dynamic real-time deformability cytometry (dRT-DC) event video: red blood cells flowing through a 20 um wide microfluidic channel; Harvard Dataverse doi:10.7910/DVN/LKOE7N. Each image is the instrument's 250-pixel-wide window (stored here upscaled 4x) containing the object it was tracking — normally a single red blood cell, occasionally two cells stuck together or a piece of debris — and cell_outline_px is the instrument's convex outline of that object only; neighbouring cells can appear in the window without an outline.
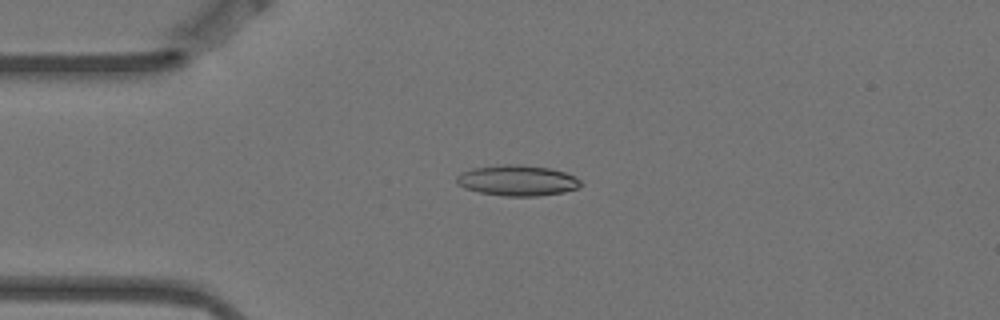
{"species": "Egyptian fruit bat (a non-hibernating species)", "species_latin": "Rousettus aegyptiacus", "temperature_condition": "warm", "stored_images_in_passage": 7, "camera_frame_rate_fps": 3000, "um_per_image_px": 0.085, "animal": {"sex": "female"}, "frame": {"image": 1, "passage_image": 1, "time_ms": 0.0, "image_size_px": [1000, 320], "cell_outline_px": [[584, 184], [576, 188], [564, 192], [536, 196], [504, 196], [480, 192], [464, 188], [456, 184], [456, 176], [460, 172], [472, 168], [504, 164], [520, 164], [548, 168], [564, 172], [576, 176]], "centroid_in_image_um": [43.95, 15.33], "position_along_channel_um": 41.0, "area_um2": 22.31}}
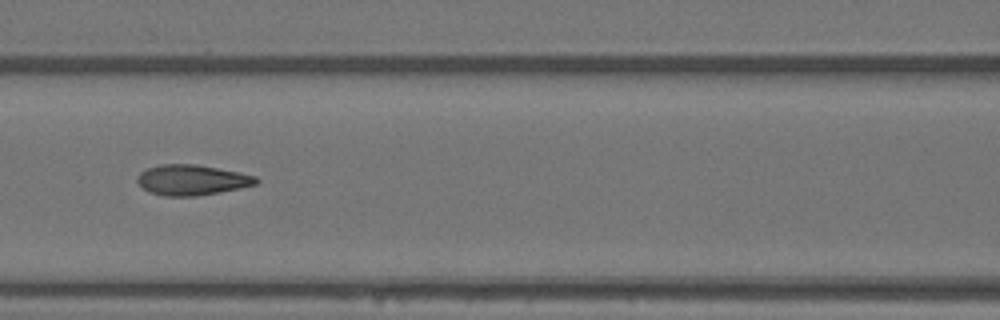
{"frame": {"image": 2, "passage_image": 4, "time_ms": 1.0, "image_size_px": [1000, 320], "cell_outline_px": [[260, 180], [256, 184], [240, 188], [220, 192], [196, 196], [164, 196], [148, 192], [136, 180], [136, 176], [140, 172], [148, 168], [160, 164], [196, 164], [240, 172], [256, 176]], "centroid_in_image_um": [16.31, 15.29], "position_along_channel_um": 150.3, "area_um2": 21.15}}
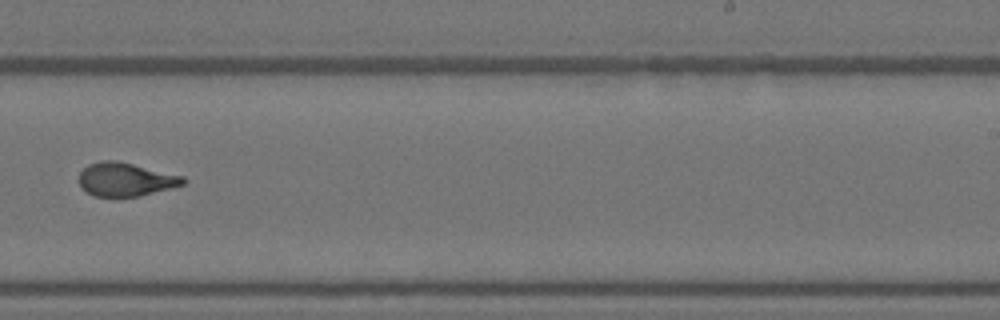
{"frame": {"image": 3, "passage_image": 7, "time_ms": 2.0, "image_size_px": [1000, 320], "cell_outline_px": [[188, 180], [184, 184], [140, 196], [92, 196], [80, 188], [76, 180], [80, 172], [88, 164], [100, 160], [116, 160], [184, 176]], "centroid_in_image_um": [10.61, 15.24], "position_along_channel_um": 278.4, "area_um2": 20.58}}